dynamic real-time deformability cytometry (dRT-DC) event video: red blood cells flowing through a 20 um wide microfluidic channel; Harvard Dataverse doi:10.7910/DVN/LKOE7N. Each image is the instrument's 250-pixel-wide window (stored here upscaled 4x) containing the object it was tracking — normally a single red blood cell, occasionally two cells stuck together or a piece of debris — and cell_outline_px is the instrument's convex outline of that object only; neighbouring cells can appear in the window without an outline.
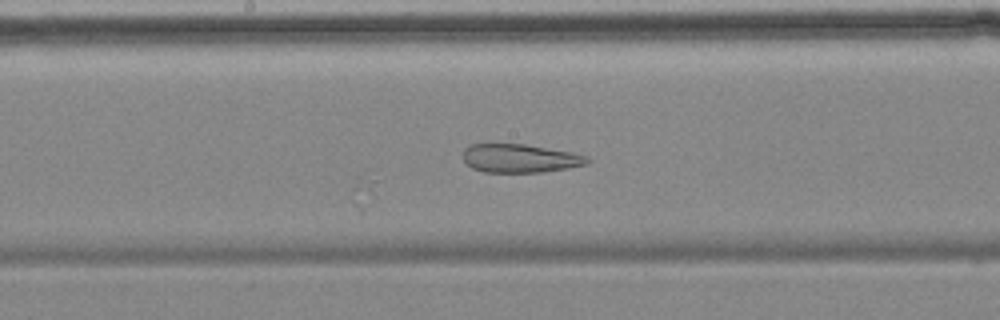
{"species": "common noctule bat (a hibernating species)", "species_latin": "Nyctalus noctula", "temperature_condition": "cold", "stored_images_in_passage": 8, "camera_frame_rate_fps": 3000, "um_per_image_px": 0.085, "animal": {"sex": "female", "body_mass_g": 18.4}, "frame": {"image": 1, "passage_image": 8, "time_ms": 9.0, "image_size_px": [1000, 320], "cell_outline_px": [[592, 160], [588, 164], [568, 168], [544, 172], [484, 172], [472, 168], [464, 160], [464, 148], [468, 144], [524, 144], [572, 152], [588, 156]], "centroid_in_image_um": [44.24, 13.46], "position_along_channel_um": 204.0, "area_um2": 20.75}}